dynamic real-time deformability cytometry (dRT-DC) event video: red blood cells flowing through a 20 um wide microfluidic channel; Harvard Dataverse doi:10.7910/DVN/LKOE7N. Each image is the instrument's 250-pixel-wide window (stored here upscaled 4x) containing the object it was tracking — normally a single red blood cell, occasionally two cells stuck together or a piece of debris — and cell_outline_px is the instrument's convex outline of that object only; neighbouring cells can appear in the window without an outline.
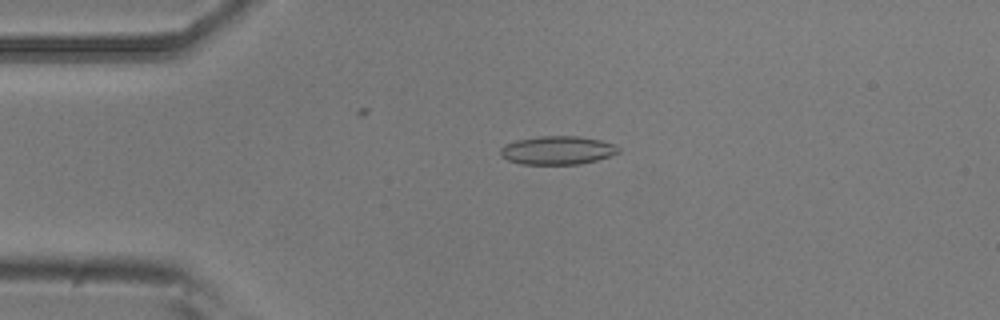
{"species": "common noctule bat (a hibernating species)", "species_latin": "Nyctalus noctula", "temperature_condition": "room temperature", "stored_images_in_passage": 22, "camera_frame_rate_fps": 3000, "um_per_image_px": 0.085, "animal": {"sex": "male", "body_mass_g": 20.5, "forearm_length_mm": 52.5}, "frame": {"image": 1, "passage_image": 3, "time_ms": 0.667, "image_size_px": [1000, 320], "cell_outline_px": [[620, 152], [596, 160], [580, 164], [520, 164], [508, 160], [500, 156], [500, 148], [504, 144], [516, 140], [540, 136], [580, 136], [600, 140], [612, 144], [620, 148]], "centroid_in_image_um": [47.34, 12.77], "position_along_channel_um": 37.7, "area_um2": 19.59}}
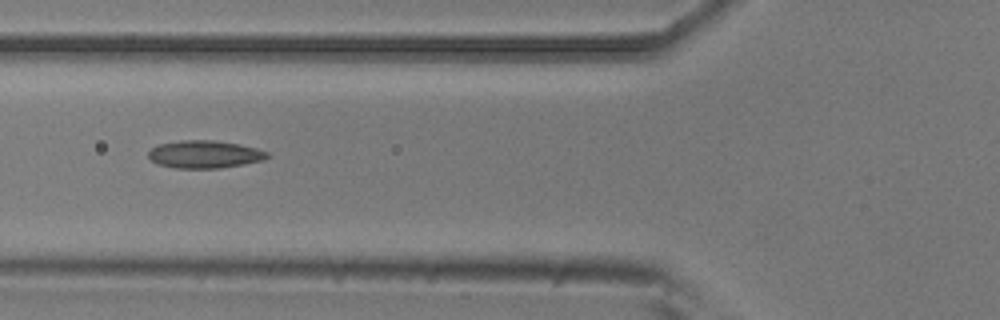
{"frame": {"image": 2, "passage_image": 11, "time_ms": 3.333, "image_size_px": [1000, 320], "cell_outline_px": [[268, 156], [264, 160], [244, 164], [220, 168], [176, 168], [156, 164], [148, 156], [148, 152], [152, 148], [160, 144], [184, 140], [212, 140], [240, 144], [256, 148], [268, 152]], "centroid_in_image_um": [17.4, 13.12], "position_along_channel_um": 108.4, "area_um2": 19.07}}
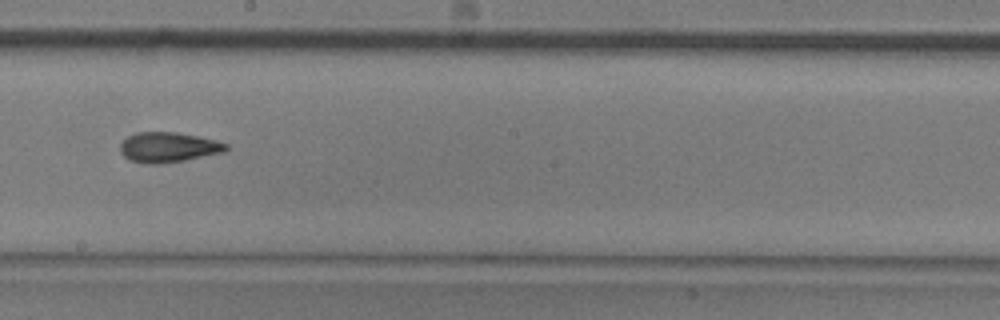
{"frame": {"image": 3, "passage_image": 21, "time_ms": 6.667, "image_size_px": [1000, 320], "cell_outline_px": [[228, 148], [224, 152], [184, 160], [160, 164], [144, 164], [128, 160], [120, 152], [120, 144], [128, 136], [136, 132], [176, 132], [200, 136], [216, 140], [228, 144]], "centroid_in_image_um": [14.29, 12.52], "position_along_channel_um": 233.9, "area_um2": 18.73}}